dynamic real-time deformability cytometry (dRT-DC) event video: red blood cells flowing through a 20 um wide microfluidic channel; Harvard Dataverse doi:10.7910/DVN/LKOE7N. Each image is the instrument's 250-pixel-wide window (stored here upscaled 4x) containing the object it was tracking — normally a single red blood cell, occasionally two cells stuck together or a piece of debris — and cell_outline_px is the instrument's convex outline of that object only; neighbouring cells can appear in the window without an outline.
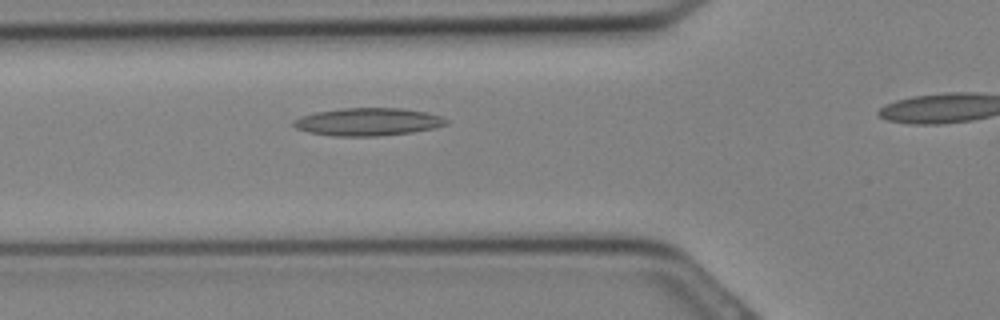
{"species": "Egyptian fruit bat (a non-hibernating species)", "species_latin": "Rousettus aegyptiacus", "temperature_condition": "cold", "stored_images_in_passage": 10, "camera_frame_rate_fps": 3000, "um_per_image_px": 0.085, "animal": {"sex": "female"}, "frame": {"image": 1, "passage_image": 7, "time_ms": 2.0, "image_size_px": [1000, 320], "cell_outline_px": [[448, 124], [432, 128], [412, 132], [380, 136], [336, 136], [308, 132], [296, 128], [292, 124], [292, 120], [300, 116], [316, 112], [344, 108], [400, 108], [428, 112], [440, 116], [448, 120]], "centroid_in_image_um": [31.26, 10.35], "position_along_channel_um": 94.5, "area_um2": 24.68}}
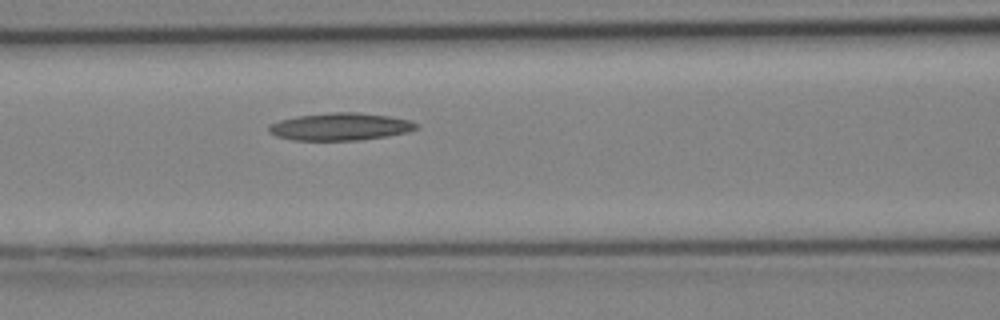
{"frame": {"image": 2, "passage_image": 9, "time_ms": 2.667, "image_size_px": [1000, 320], "cell_outline_px": [[420, 124], [416, 128], [408, 132], [388, 136], [360, 140], [292, 140], [276, 136], [268, 132], [268, 124], [280, 120], [296, 116], [332, 112], [356, 112], [388, 116], [408, 120]], "centroid_in_image_um": [28.89, 10.77], "position_along_channel_um": 137.7, "area_um2": 23.64}}